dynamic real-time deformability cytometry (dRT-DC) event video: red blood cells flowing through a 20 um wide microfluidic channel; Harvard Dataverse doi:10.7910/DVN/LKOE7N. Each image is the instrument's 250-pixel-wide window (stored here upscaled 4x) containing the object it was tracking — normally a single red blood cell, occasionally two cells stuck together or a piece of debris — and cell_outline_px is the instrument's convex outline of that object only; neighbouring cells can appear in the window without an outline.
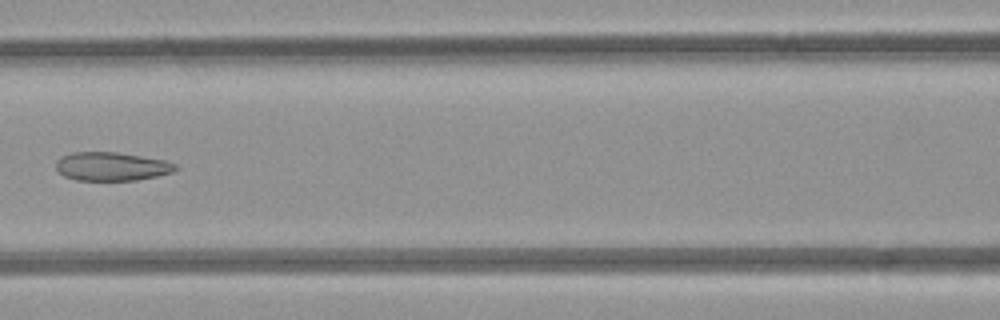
{"species": "common noctule bat (a hibernating species)", "species_latin": "Nyctalus noctula", "temperature_condition": "room temperature", "stored_images_in_passage": 6, "camera_frame_rate_fps": 3000, "um_per_image_px": 0.085, "animal": {"sex": "female", "body_mass_g": 21.9}, "frame": {"image": 1, "passage_image": 6, "time_ms": 5.667, "image_size_px": [1000, 320], "cell_outline_px": [[180, 168], [172, 172], [156, 176], [136, 180], [76, 180], [64, 176], [56, 168], [56, 160], [72, 152], [116, 152], [164, 160], [176, 164]], "centroid_in_image_um": [9.49, 14.15], "position_along_channel_um": 157.1, "area_um2": 19.77}}